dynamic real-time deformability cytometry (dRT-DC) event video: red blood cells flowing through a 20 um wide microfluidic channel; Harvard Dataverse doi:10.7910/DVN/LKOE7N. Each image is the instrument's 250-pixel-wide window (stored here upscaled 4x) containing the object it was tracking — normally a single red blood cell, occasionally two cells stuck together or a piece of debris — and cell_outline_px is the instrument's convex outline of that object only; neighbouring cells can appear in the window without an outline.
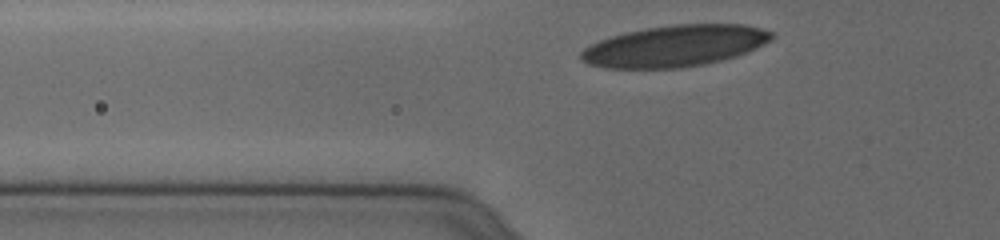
{"species": "human", "species_latin": "Homo sapiens", "temperature_condition": "cold", "stored_images_in_passage": 30, "camera_frame_rate_fps": 3000, "um_per_image_px": 0.085, "donor": {"sex": "female"}, "frame": {"image": 1, "passage_image": 2, "time_ms": 0.333, "image_size_px": [1000, 240], "cell_outline_px": [[776, 36], [772, 40], [748, 52], [736, 56], [704, 64], [680, 68], [604, 68], [588, 64], [580, 60], [580, 52], [584, 48], [600, 40], [624, 32], [644, 28], [672, 24], [744, 24], [760, 28], [772, 32]], "centroid_in_image_um": [57.36, 3.9], "position_along_channel_um": 68.4, "area_um2": 46.18}}
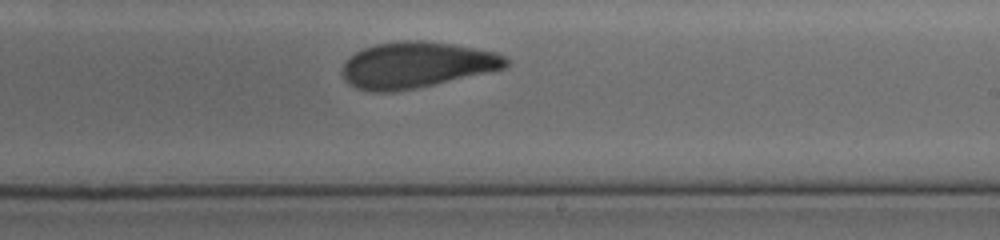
{"frame": {"image": 2, "passage_image": 18, "time_ms": 5.667, "image_size_px": [1000, 240], "cell_outline_px": [[508, 64], [504, 68], [416, 88], [392, 92], [368, 92], [356, 88], [348, 84], [344, 80], [344, 64], [348, 56], [364, 48], [376, 44], [404, 40], [420, 40], [452, 44], [496, 52], [504, 56], [508, 60]], "centroid_in_image_um": [35.35, 5.52], "position_along_channel_um": 253.6, "area_um2": 43.58}}
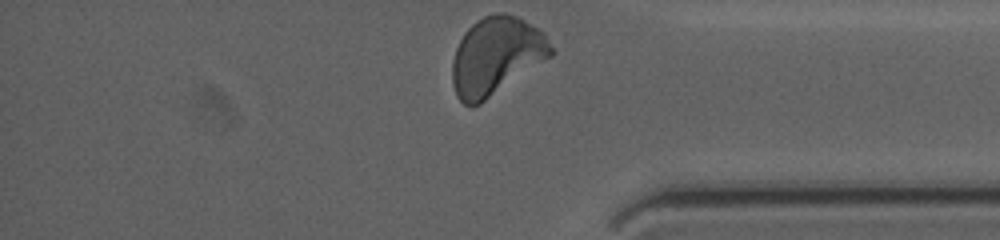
{"frame": {"image": 3, "passage_image": 30, "time_ms": 9.667, "image_size_px": [1000, 240], "cell_outline_px": [[556, 52], [552, 56], [480, 104], [472, 108], [464, 104], [456, 96], [452, 84], [452, 60], [456, 48], [464, 32], [476, 20], [484, 16], [500, 12], [504, 12], [516, 16], [540, 28], [544, 32]], "centroid_in_image_um": [42.18, 4.76], "position_along_channel_um": 393.0, "area_um2": 45.14}, "authors_computed_cell_mechanics": {"area_um2": 44.217, "velocity_mm_per_s": 3.6333, "shape_relaxation_time_tau1_ms": 6.2998, "shape_relaxation_time_tau2_ms": 2.1285, "deformation_change_tau1": 0.1587, "deformation_change_tau2": 0.0745}}